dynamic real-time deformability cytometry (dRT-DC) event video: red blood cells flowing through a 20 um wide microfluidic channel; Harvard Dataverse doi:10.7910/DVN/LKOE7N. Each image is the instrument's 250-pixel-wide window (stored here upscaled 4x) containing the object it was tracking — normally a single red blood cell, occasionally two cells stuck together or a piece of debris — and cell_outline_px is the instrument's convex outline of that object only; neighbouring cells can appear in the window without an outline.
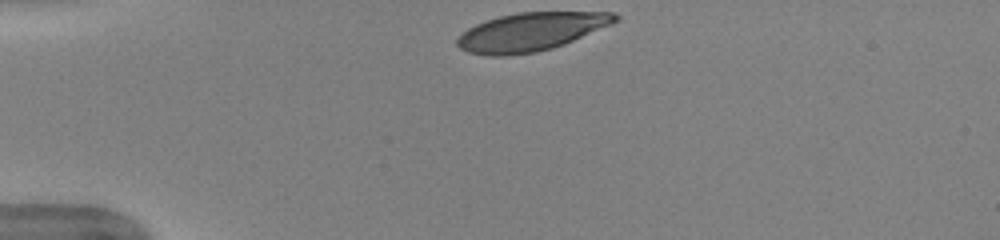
{"species": "human", "species_latin": "Homo sapiens", "temperature_condition": "warm", "stored_images_in_passage": 33, "camera_frame_rate_fps": 3000, "um_per_image_px": 0.085, "donor": {"sex": "female"}, "frame": {"image": 1, "passage_image": 1, "time_ms": 0.0, "image_size_px": [1000, 240], "cell_outline_px": [[620, 20], [612, 24], [564, 44], [552, 48], [536, 52], [508, 56], [488, 56], [468, 52], [460, 48], [456, 44], [456, 40], [468, 28], [476, 24], [500, 16], [516, 12], [616, 12], [620, 16]], "centroid_in_image_um": [45.15, 2.7], "position_along_channel_um": 39.8, "area_um2": 35.26}}
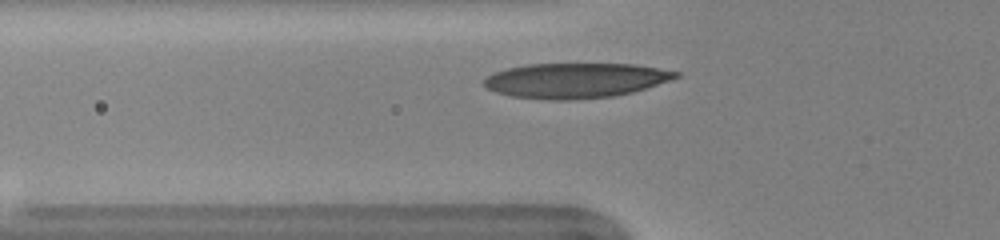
{"frame": {"image": 2, "passage_image": 7, "time_ms": 2.0, "image_size_px": [1000, 240], "cell_outline_px": [[680, 76], [632, 92], [612, 96], [568, 100], [552, 100], [512, 96], [496, 92], [484, 88], [484, 80], [488, 76], [496, 72], [508, 68], [528, 64], [636, 64], [680, 72]], "centroid_in_image_um": [48.89, 6.83], "position_along_channel_um": 76.9, "area_um2": 38.73}}
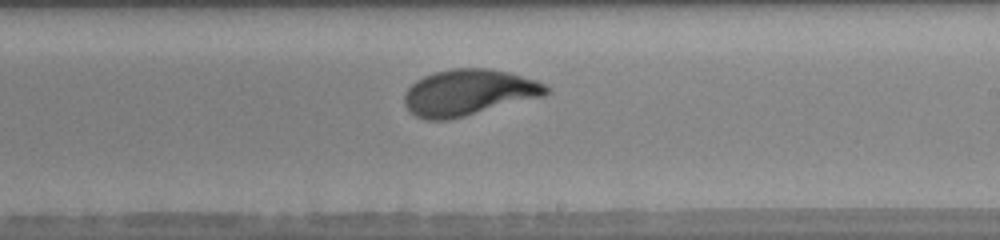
{"frame": {"image": 3, "passage_image": 20, "time_ms": 6.333, "image_size_px": [1000, 240], "cell_outline_px": [[548, 92], [544, 96], [448, 120], [428, 120], [416, 116], [404, 104], [404, 96], [408, 88], [416, 80], [424, 76], [436, 72], [452, 68], [488, 68], [508, 72], [536, 80], [544, 84], [548, 88]], "centroid_in_image_um": [39.82, 7.86], "position_along_channel_um": 249.2, "area_um2": 37.8}, "authors_computed_cell_mechanics": {"area_um2": 37.3966, "velocity_mm_per_s": 3.9584, "shape_relaxation_time_tau1_ms": 2.8365, "shape_relaxation_time_tau2_ms": null, "deformation_change_tau1": 0.1776, "deformation_change_tau2": null}}